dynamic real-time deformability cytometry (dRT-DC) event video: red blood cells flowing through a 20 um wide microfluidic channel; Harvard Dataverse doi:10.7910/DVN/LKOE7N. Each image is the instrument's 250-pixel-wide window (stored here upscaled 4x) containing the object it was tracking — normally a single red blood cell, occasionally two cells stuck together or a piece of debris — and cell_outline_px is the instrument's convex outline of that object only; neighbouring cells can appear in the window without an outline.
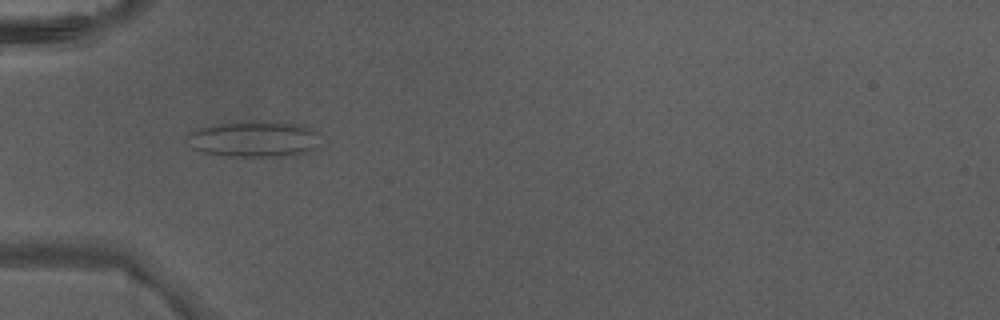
{"species": "Egyptian fruit bat (a non-hibernating species)", "species_latin": "Rousettus aegyptiacus", "temperature_condition": "warm", "stored_images_in_passage": 4, "camera_frame_rate_fps": 3000, "um_per_image_px": 0.085, "animal": {"sex": "male"}, "frame": {"image": 1, "passage_image": 3, "time_ms": 0.667, "image_size_px": [1000, 320], "cell_outline_px": [[320, 132], [312, 148], [304, 152], [284, 156], [228, 156], [204, 152], [192, 148], [188, 136], [192, 132], [200, 128], [220, 124], [304, 124]], "centroid_in_image_um": [21.61, 11.86], "position_along_channel_um": 63.4, "area_um2": 26.3}}